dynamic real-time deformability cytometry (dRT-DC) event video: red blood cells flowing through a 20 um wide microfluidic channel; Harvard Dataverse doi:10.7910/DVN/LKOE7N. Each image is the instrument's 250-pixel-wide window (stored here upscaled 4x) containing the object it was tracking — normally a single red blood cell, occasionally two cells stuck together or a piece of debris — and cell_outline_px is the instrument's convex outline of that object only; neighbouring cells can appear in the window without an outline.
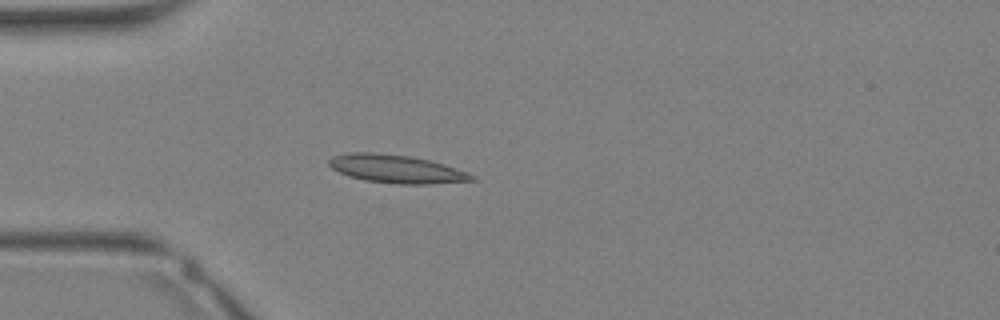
{"species": "Egyptian fruit bat (a non-hibernating species)", "species_latin": "Rousettus aegyptiacus", "temperature_condition": "warm", "stored_images_in_passage": 8, "camera_frame_rate_fps": 3000, "um_per_image_px": 0.085, "animal": {"sex": "female"}, "frame": {"image": 1, "passage_image": 5, "time_ms": 1.333, "image_size_px": [1000, 320], "cell_outline_px": [[476, 180], [428, 184], [396, 184], [364, 180], [348, 176], [332, 168], [328, 164], [328, 160], [332, 156], [348, 152], [376, 152], [408, 156], [428, 160], [444, 164], [468, 172], [476, 176]], "centroid_in_image_um": [33.67, 14.36], "position_along_channel_um": 51.3, "area_um2": 23.52}}
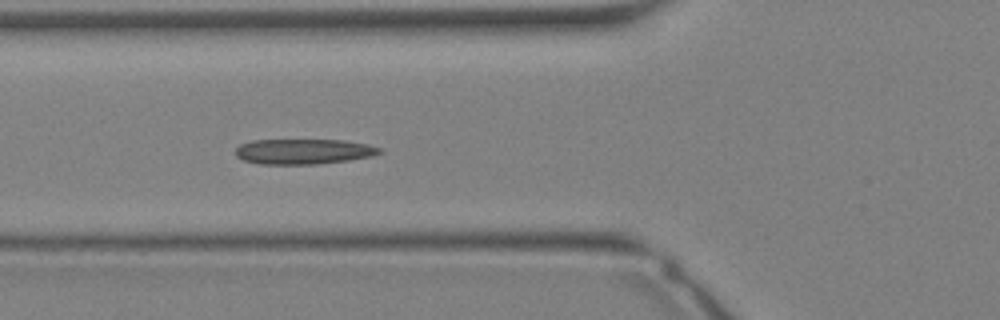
{"frame": {"image": 2, "passage_image": 8, "time_ms": 2.333, "image_size_px": [1000, 320], "cell_outline_px": [[384, 152], [372, 156], [348, 160], [316, 164], [260, 164], [244, 160], [236, 156], [236, 148], [240, 144], [252, 140], [344, 140], [368, 144], [380, 148]], "centroid_in_image_um": [25.81, 12.87], "position_along_channel_um": 100.0, "area_um2": 21.21}}